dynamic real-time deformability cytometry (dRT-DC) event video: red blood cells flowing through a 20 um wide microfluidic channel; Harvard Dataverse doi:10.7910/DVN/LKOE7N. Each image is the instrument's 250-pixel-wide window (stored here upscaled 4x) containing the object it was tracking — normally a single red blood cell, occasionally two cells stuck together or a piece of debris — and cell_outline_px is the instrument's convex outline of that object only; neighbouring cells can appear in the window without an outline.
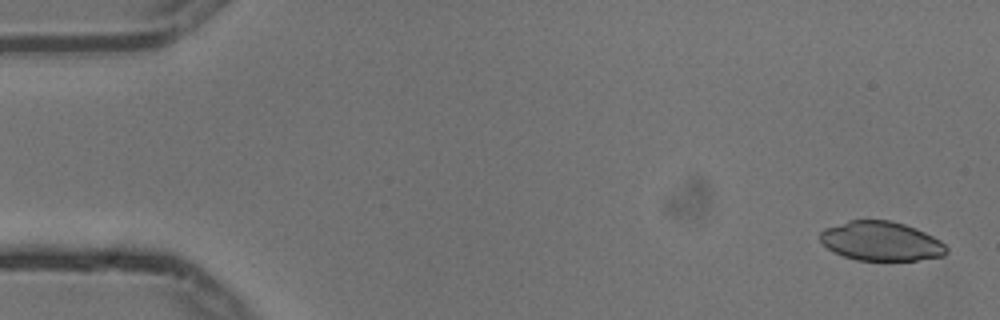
{"species": "common noctule bat (a hibernating species)", "species_latin": "Nyctalus noctula", "temperature_condition": "cold", "stored_images_in_passage": 3, "camera_frame_rate_fps": 3000, "um_per_image_px": 0.085, "animal": {"sex": "male", "body_mass_g": 13.3}, "frame": {"image": 1, "passage_image": 1, "time_ms": 0.0, "image_size_px": [1000, 320], "cell_outline_px": [[948, 252], [944, 256], [916, 260], [856, 260], [844, 256], [828, 248], [820, 240], [820, 232], [824, 228], [848, 220], [892, 220], [916, 228], [940, 240], [948, 248]], "centroid_in_image_um": [74.9, 20.49], "position_along_channel_um": 10.1, "area_um2": 28.9}}